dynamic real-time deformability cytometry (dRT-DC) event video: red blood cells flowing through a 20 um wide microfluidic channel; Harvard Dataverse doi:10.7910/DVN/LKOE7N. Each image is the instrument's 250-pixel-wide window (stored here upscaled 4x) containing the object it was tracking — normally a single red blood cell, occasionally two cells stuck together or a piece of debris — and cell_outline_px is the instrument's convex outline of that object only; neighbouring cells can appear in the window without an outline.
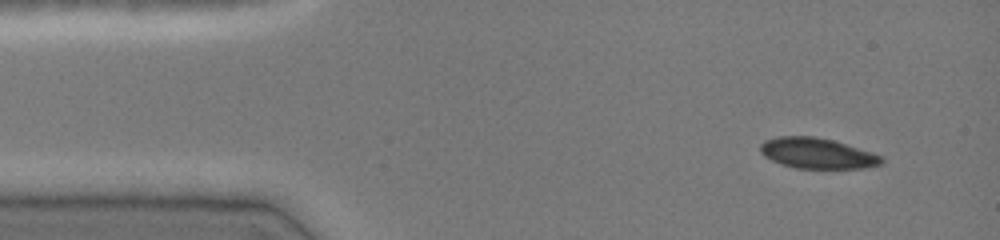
{"species": "common noctule bat (a hibernating species)", "species_latin": "Nyctalus noctula", "temperature_condition": "cold", "stored_images_in_passage": 44, "camera_frame_rate_fps": 3000, "um_per_image_px": 0.085, "animal": {"sex": "female", "body_mass_g": 19.0, "forearm_length_mm": 51.5}, "frame": {"image": 1, "passage_image": 1, "time_ms": 0.0, "image_size_px": [1000, 240], "cell_outline_px": [[884, 164], [864, 168], [796, 168], [780, 164], [764, 156], [760, 152], [760, 144], [764, 140], [780, 136], [812, 136], [832, 140], [872, 152], [884, 156]], "centroid_in_image_um": [69.48, 13.03], "position_along_channel_um": 15.5, "area_um2": 21.68}}
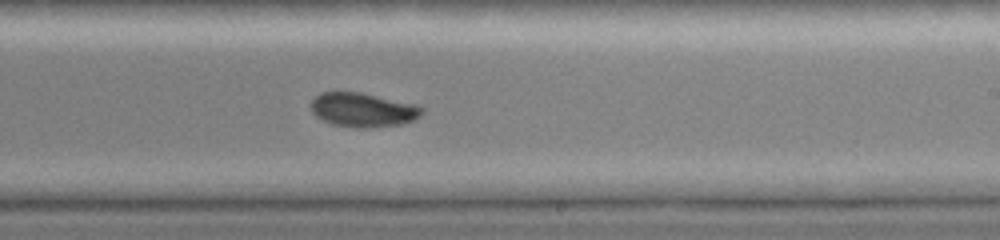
{"frame": {"image": 2, "passage_image": 25, "time_ms": 8.0, "image_size_px": [1000, 240], "cell_outline_px": [[424, 112], [416, 120], [404, 124], [364, 128], [332, 124], [316, 116], [312, 112], [312, 100], [320, 92], [360, 92], [416, 104], [424, 108]], "centroid_in_image_um": [30.91, 9.33], "position_along_channel_um": 258.1, "area_um2": 22.08}}
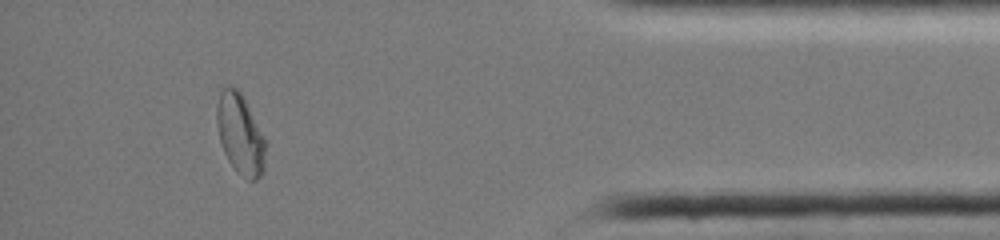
{"frame": {"image": 3, "passage_image": 39, "time_ms": 12.667, "image_size_px": [1000, 240], "cell_outline_px": [[268, 140], [264, 168], [260, 176], [256, 180], [248, 180], [236, 172], [228, 160], [224, 152], [220, 140], [216, 124], [216, 104], [220, 92], [228, 84], [236, 88], [240, 92]], "centroid_in_image_um": [20.44, 11.41], "position_along_channel_um": 414.8, "area_um2": 23.41}, "authors_computed_cell_mechanics": {"area_um2": 22.8888, "velocity_mm_per_s": 4.0492, "shape_relaxation_time_tau1_ms": 5.4029, "shape_relaxation_time_tau2_ms": 3.7052, "deformation_change_tau1": 0.1242, "deformation_change_tau2": 0.0415}}